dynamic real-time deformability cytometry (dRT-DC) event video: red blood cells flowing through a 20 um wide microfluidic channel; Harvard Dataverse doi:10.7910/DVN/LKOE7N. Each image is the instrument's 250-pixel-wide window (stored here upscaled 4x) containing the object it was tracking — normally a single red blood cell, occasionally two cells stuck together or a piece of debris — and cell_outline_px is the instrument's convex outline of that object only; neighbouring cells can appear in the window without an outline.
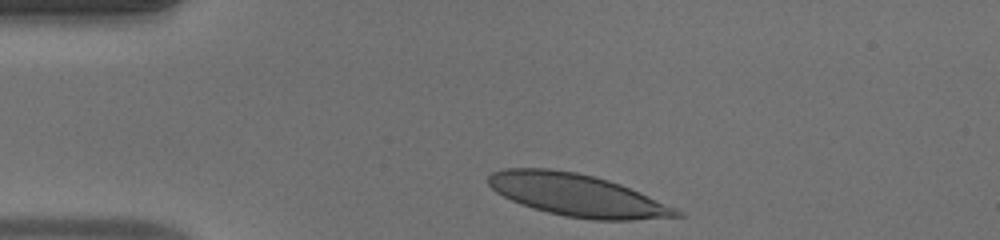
{"species": "human", "species_latin": "Homo sapiens", "temperature_condition": "warm", "stored_images_in_passage": 32, "camera_frame_rate_fps": 3000, "um_per_image_px": 0.085, "donor": {"sex": "male"}, "frame": {"image": 1, "passage_image": 1, "time_ms": 0.0, "image_size_px": [1000, 240], "cell_outline_px": [[684, 216], [632, 220], [592, 220], [568, 216], [548, 212], [512, 200], [496, 192], [488, 184], [488, 176], [492, 172], [504, 168], [548, 168], [576, 172], [608, 180], [620, 184], [676, 208]], "centroid_in_image_um": [49.04, 16.58], "position_along_channel_um": 36.0, "area_um2": 45.72}}
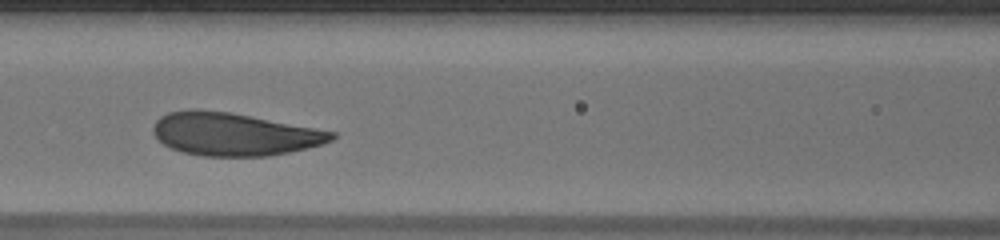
{"frame": {"image": 2, "passage_image": 12, "time_ms": 3.667, "image_size_px": [1000, 240], "cell_outline_px": [[336, 136], [332, 140], [320, 144], [288, 152], [268, 156], [200, 156], [184, 152], [172, 148], [164, 144], [152, 132], [152, 128], [156, 120], [160, 116], [168, 112], [196, 108], [228, 112], [336, 132]], "centroid_in_image_um": [19.84, 11.4], "position_along_channel_um": 146.8, "area_um2": 44.16}}
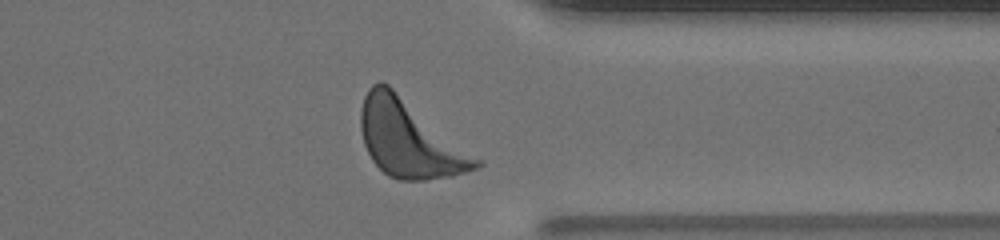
{"frame": {"image": 3, "passage_image": 29, "time_ms": 9.333, "image_size_px": [1000, 240], "cell_outline_px": [[484, 164], [476, 168], [452, 176], [424, 180], [400, 180], [388, 176], [372, 160], [364, 144], [360, 128], [360, 112], [364, 96], [368, 88], [372, 84], [380, 80], [388, 84], [484, 160]], "centroid_in_image_um": [34.83, 11.8], "position_along_channel_um": 376.6, "area_um2": 51.96}, "authors_computed_cell_mechanics": {"area_um2": 44.8239, "velocity_mm_per_s": 4.1411, "shape_relaxation_time_tau1_ms": 2.2494, "shape_relaxation_time_tau2_ms": null, "deformation_change_tau1": 0.1251, "deformation_change_tau2": null}}